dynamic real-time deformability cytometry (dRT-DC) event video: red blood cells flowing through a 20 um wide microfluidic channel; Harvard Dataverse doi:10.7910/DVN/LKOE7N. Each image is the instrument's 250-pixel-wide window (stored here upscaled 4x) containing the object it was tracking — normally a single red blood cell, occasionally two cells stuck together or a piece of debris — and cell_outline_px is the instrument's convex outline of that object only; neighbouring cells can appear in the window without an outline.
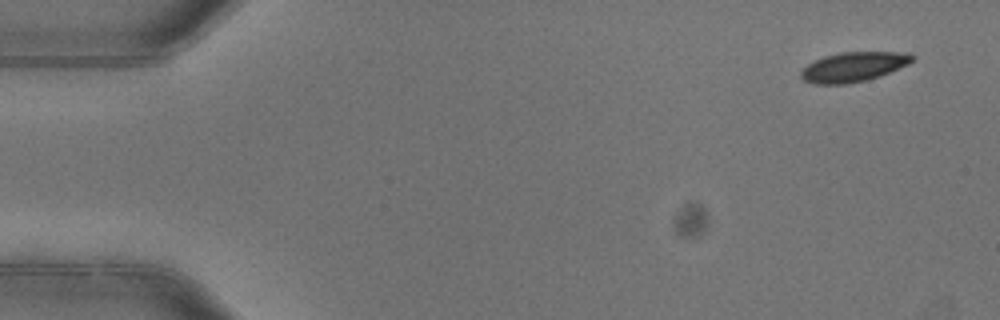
{"species": "common noctule bat (a hibernating species)", "species_latin": "Nyctalus noctula", "temperature_condition": "warm", "stored_images_in_passage": 5, "camera_frame_rate_fps": 3000, "um_per_image_px": 0.085, "animal": {"sex": "female"}, "frame": {"image": 1, "passage_image": 1, "time_ms": 0.0, "image_size_px": [1000, 320], "cell_outline_px": [[916, 56], [908, 64], [880, 76], [848, 84], [812, 84], [804, 80], [800, 76], [800, 72], [808, 64], [824, 56], [840, 52], [912, 52]], "centroid_in_image_um": [72.56, 5.68], "position_along_channel_um": 12.4, "area_um2": 19.25}}
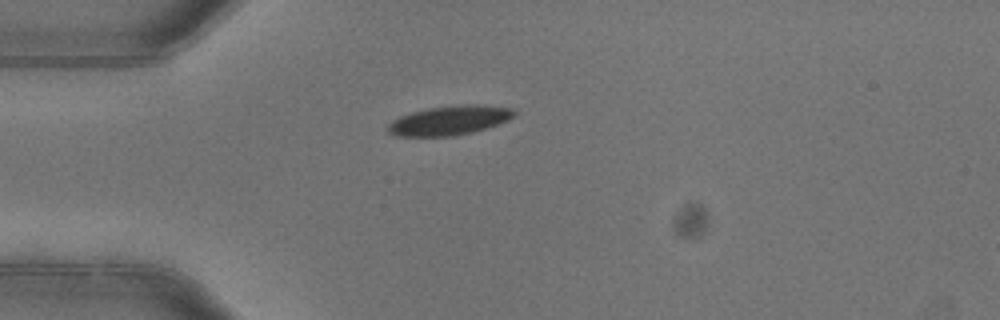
{"frame": {"image": 2, "passage_image": 4, "time_ms": 1.0, "image_size_px": [1000, 320], "cell_outline_px": [[516, 112], [508, 120], [472, 132], [452, 136], [396, 136], [388, 132], [388, 124], [392, 120], [400, 116], [412, 112], [428, 108], [460, 104], [484, 104], [512, 108]], "centroid_in_image_um": [38.19, 10.22], "position_along_channel_um": 46.8, "area_um2": 21.5}}